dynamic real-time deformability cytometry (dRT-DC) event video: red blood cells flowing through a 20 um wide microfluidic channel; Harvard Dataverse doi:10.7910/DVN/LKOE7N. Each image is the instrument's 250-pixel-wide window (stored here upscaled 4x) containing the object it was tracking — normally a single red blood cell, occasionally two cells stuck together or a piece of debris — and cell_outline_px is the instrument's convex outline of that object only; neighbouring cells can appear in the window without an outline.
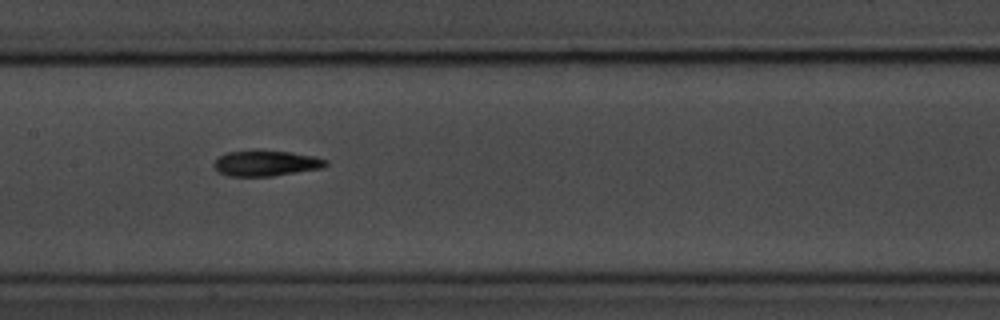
{"species": "common noctule bat (a hibernating species)", "species_latin": "Nyctalus noctula", "temperature_condition": "room temperature", "stored_images_in_passage": 38, "camera_frame_rate_fps": 3000, "um_per_image_px": 0.085, "animal": {"sex": "male", "body_mass_g": 20.1, "forearm_length_mm": 53.5}, "frame": {"image": 1, "passage_image": 12, "time_ms": 3.667, "image_size_px": [1000, 320], "cell_outline_px": [[328, 164], [320, 168], [272, 176], [228, 176], [220, 172], [212, 164], [220, 156], [228, 152], [260, 148], [292, 152], [312, 156], [328, 160]], "centroid_in_image_um": [22.59, 13.84], "position_along_channel_um": 184.8, "area_um2": 16.94}, "authors_computed_cell_mechanics": {"area_um2": 16.4152, "velocity_mm_per_s": 3.7013, "shape_relaxation_time_tau1_ms": 3.0007, "shape_relaxation_time_tau2_ms": 4.8874, "deformation_change_tau1": 0.1484, "deformation_change_tau2": 0.1414}}